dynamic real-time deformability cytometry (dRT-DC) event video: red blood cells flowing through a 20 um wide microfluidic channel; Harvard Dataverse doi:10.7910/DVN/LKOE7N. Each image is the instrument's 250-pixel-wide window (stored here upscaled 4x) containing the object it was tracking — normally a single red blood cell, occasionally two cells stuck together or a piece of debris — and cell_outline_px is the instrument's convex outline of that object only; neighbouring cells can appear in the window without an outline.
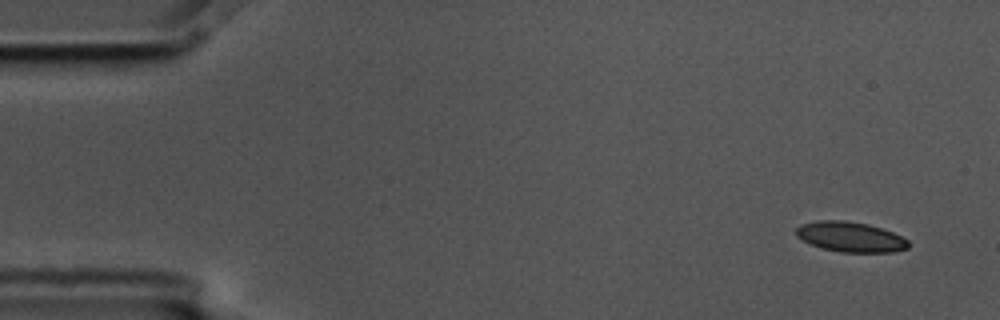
{"species": "common noctule bat (a hibernating species)", "species_latin": "Nyctalus noctula", "temperature_condition": "cold", "stored_images_in_passage": 5, "segment_of_instrument_passage": [1, 2], "camera_frame_rate_fps": 3000, "um_per_image_px": 0.085, "animal": {"sex": "male", "body_mass_g": 17.5, "forearm_length_mm": 52.3}, "frame": {"image": 1, "passage_image": 1, "time_ms": 0.0, "image_size_px": [1000, 320], "cell_outline_px": [[908, 248], [892, 252], [840, 252], [820, 248], [796, 236], [796, 228], [800, 224], [816, 220], [844, 220], [868, 224], [892, 232], [908, 240]], "centroid_in_image_um": [72.25, 20.13], "position_along_channel_um": 12.7, "area_um2": 19.65}}